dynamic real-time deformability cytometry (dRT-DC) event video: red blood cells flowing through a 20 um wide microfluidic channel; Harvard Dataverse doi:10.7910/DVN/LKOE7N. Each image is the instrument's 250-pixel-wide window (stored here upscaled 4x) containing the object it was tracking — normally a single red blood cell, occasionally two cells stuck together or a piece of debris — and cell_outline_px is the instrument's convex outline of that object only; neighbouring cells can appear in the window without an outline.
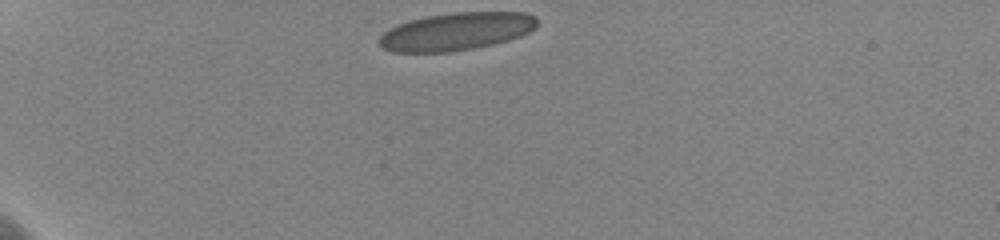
{"species": "human", "species_latin": "Homo sapiens", "temperature_condition": "cold", "stored_images_in_passage": 35, "camera_frame_rate_fps": 3000, "um_per_image_px": 0.085, "donor": {"sex": "female"}, "frame": {"image": 1, "passage_image": 1, "time_ms": 0.0, "image_size_px": [1000, 240], "cell_outline_px": [[536, 28], [520, 36], [508, 40], [492, 44], [472, 48], [448, 52], [392, 52], [380, 48], [376, 40], [388, 28], [396, 24], [408, 20], [428, 16], [452, 12], [524, 12], [536, 16]], "centroid_in_image_um": [38.72, 2.67], "position_along_channel_um": 46.3, "area_um2": 34.97}}
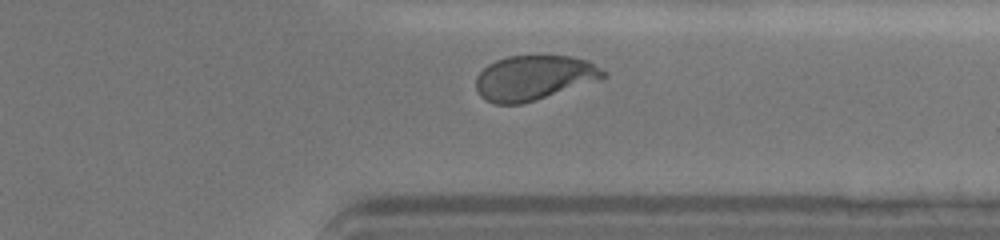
{"frame": {"image": 2, "passage_image": 32, "time_ms": 10.333, "image_size_px": [1000, 240], "cell_outline_px": [[608, 76], [520, 104], [496, 104], [484, 100], [480, 96], [476, 88], [476, 76], [488, 64], [496, 60], [508, 56], [568, 56], [588, 60], [608, 72]], "centroid_in_image_um": [45.34, 6.59], "position_along_channel_um": 366.1, "area_um2": 32.71}, "authors_computed_cell_mechanics": {"area_um2": 34.7378, "velocity_mm_per_s": 3.5766, "shape_relaxation_time_tau1_ms": 4.7295, "shape_relaxation_time_tau2_ms": null, "deformation_change_tau1": 0.1418, "deformation_change_tau2": null}}